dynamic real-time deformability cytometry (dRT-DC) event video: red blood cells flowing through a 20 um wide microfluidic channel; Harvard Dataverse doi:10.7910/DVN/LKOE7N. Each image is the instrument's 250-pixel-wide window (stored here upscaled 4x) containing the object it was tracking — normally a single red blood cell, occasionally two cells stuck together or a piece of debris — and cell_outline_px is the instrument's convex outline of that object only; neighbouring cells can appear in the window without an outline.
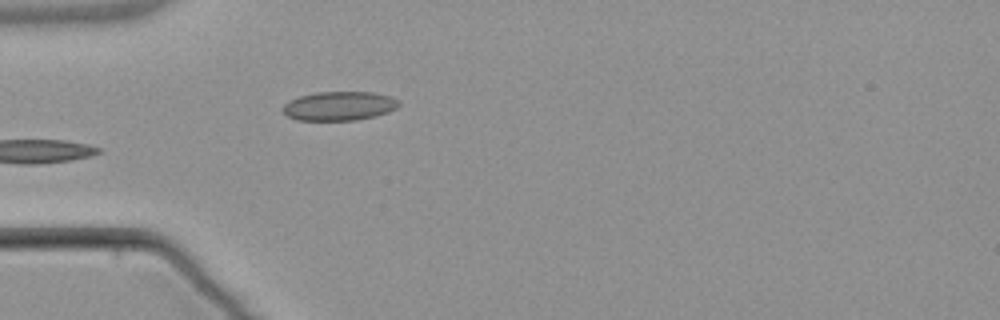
{"species": "common noctule bat (a hibernating species)", "species_latin": "Nyctalus noctula", "temperature_condition": "warm", "stored_images_in_passage": 5, "camera_frame_rate_fps": 3000, "um_per_image_px": 0.085, "animal": {"sex": "male", "body_mass_g": 21.5, "forearm_length_mm": 52.0}, "frame": {"image": 1, "passage_image": 5, "time_ms": 4.667, "image_size_px": [1000, 320], "cell_outline_px": [[400, 104], [396, 108], [388, 112], [376, 116], [356, 120], [296, 120], [288, 116], [280, 108], [288, 100], [300, 96], [316, 92], [372, 92], [388, 96], [400, 100]], "centroid_in_image_um": [28.82, 9.01], "position_along_channel_um": 56.2, "area_um2": 19.71}}